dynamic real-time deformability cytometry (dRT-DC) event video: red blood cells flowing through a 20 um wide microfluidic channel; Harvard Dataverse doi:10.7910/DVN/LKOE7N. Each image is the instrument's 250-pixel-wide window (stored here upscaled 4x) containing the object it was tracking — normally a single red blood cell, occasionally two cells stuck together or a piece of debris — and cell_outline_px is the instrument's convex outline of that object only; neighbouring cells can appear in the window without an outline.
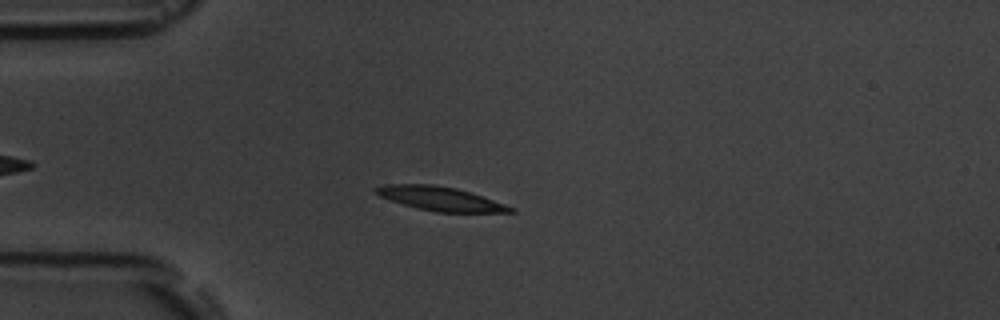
{"species": "common noctule bat (a hibernating species)", "species_latin": "Nyctalus noctula", "temperature_condition": "room temperature", "stored_images_in_passage": 49, "camera_frame_rate_fps": 3000, "um_per_image_px": 0.085, "animal": {"sex": "male", "body_mass_g": 19.5, "forearm_length_mm": 54.6}, "frame": {"image": 1, "passage_image": 7, "time_ms": 2.0, "image_size_px": [1000, 320], "cell_outline_px": [[516, 212], [436, 212], [416, 208], [380, 196], [372, 192], [372, 188], [384, 184], [432, 184], [456, 188], [516, 208]], "centroid_in_image_um": [37.37, 16.88], "position_along_channel_um": 47.6, "area_um2": 18.61}}
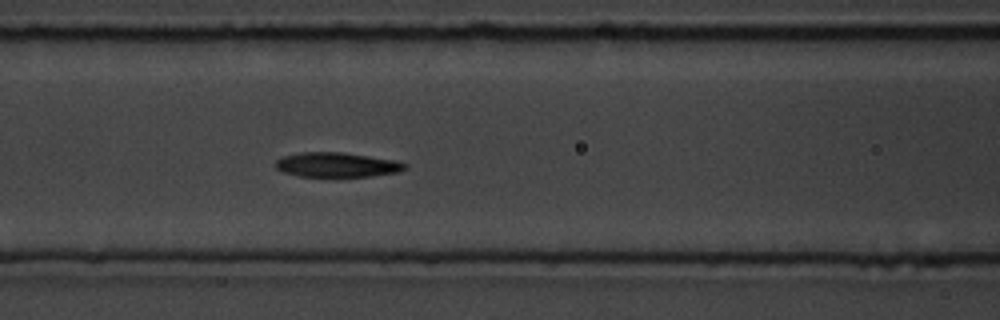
{"frame": {"image": 2, "passage_image": 16, "time_ms": 5.0, "image_size_px": [1000, 320], "cell_outline_px": [[408, 168], [396, 172], [372, 176], [296, 176], [284, 172], [276, 168], [272, 164], [280, 156], [300, 152], [340, 152], [396, 160], [408, 164]], "centroid_in_image_um": [28.58, 14.0], "position_along_channel_um": 138.0, "area_um2": 18.67}}
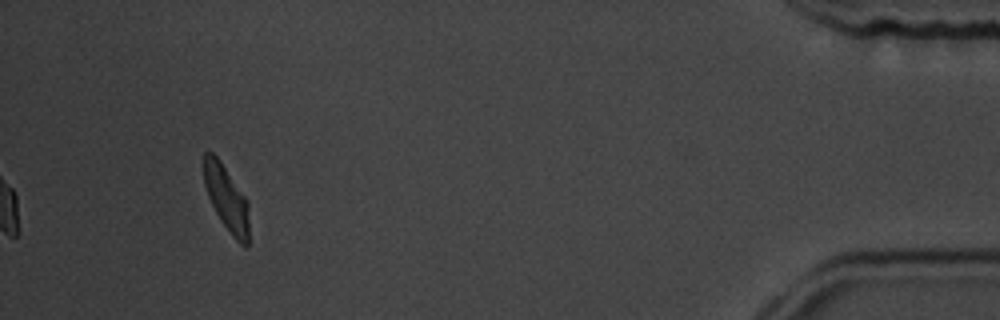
{"frame": {"image": 3, "passage_image": 45, "time_ms": 14.667, "image_size_px": [1000, 320], "cell_outline_px": [[248, 248], [244, 248], [232, 236], [220, 220], [208, 196], [204, 184], [200, 164], [204, 152], [212, 152], [220, 160], [248, 200]], "centroid_in_image_um": [19.21, 16.81], "position_along_channel_um": 416.0, "area_um2": 17.69}, "authors_computed_cell_mechanics": {"area_um2": 19.074, "velocity_mm_per_s": 3.5807, "shape_relaxation_time_tau1_ms": 3.1608, "shape_relaxation_time_tau2_ms": 3.672, "deformation_change_tau1": 0.1581, "deformation_change_tau2": 0.0965}}